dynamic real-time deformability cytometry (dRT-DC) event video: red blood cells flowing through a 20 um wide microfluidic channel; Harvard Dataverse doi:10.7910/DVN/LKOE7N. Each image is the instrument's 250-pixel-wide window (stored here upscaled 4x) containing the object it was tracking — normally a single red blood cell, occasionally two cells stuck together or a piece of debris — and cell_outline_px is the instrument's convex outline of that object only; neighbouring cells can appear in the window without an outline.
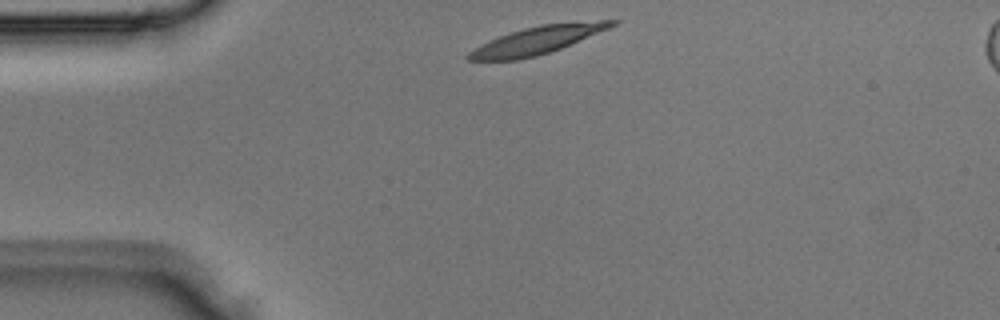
{"species": "Egyptian fruit bat (a non-hibernating species)", "species_latin": "Rousettus aegyptiacus", "temperature_condition": "room temperature", "stored_images_in_passage": 2, "segment_of_instrument_passage": [2, 2], "camera_frame_rate_fps": 3000, "um_per_image_px": 0.085, "animal": {"sex": "male"}, "frame": {"image": 1, "passage_image": 2, "time_ms": 0.333, "image_size_px": [1000, 320], "cell_outline_px": [[620, 20], [616, 24], [608, 28], [560, 48], [536, 56], [516, 60], [468, 60], [464, 56], [468, 52], [480, 44], [488, 40], [524, 28], [540, 24], [600, 20]], "centroid_in_image_um": [45.6, 3.42], "position_along_channel_um": 39.4, "area_um2": 22.77}}